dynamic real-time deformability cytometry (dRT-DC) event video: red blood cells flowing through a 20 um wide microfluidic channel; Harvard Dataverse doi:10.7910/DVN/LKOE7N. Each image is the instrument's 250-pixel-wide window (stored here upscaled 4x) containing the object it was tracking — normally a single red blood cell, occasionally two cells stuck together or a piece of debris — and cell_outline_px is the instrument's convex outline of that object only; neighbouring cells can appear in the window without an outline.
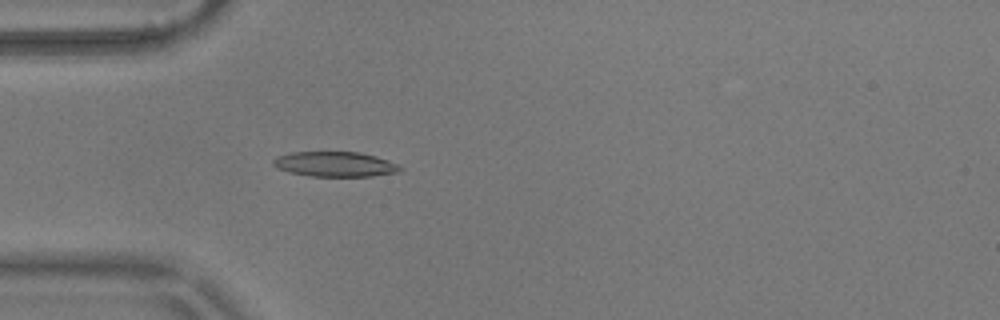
{"species": "common noctule bat (a hibernating species)", "species_latin": "Nyctalus noctula", "temperature_condition": "warm", "stored_images_in_passage": 41, "camera_frame_rate_fps": 3000, "um_per_image_px": 0.085, "animal": {"sex": "male", "body_mass_g": 17.9}, "frame": {"image": 1, "passage_image": 2, "time_ms": 0.333, "image_size_px": [1000, 320], "cell_outline_px": [[404, 168], [400, 172], [372, 176], [312, 176], [288, 172], [276, 168], [272, 164], [272, 160], [276, 156], [292, 152], [360, 152], [376, 156], [388, 160]], "centroid_in_image_um": [28.46, 13.95], "position_along_channel_um": 56.5, "area_um2": 18.61}}
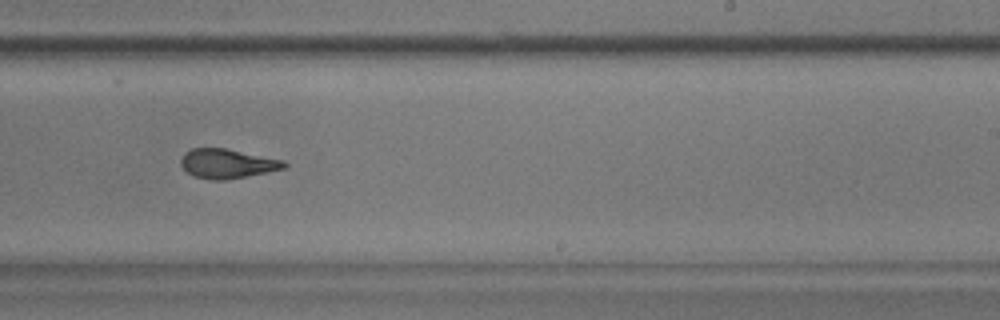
{"frame": {"image": 2, "passage_image": 20, "time_ms": 6.333, "image_size_px": [1000, 320], "cell_outline_px": [[288, 168], [268, 172], [224, 180], [212, 180], [196, 176], [188, 172], [180, 164], [180, 160], [184, 152], [192, 148], [228, 148], [284, 160], [288, 164]], "centroid_in_image_um": [19.36, 13.89], "position_along_channel_um": 269.6, "area_um2": 17.8}}
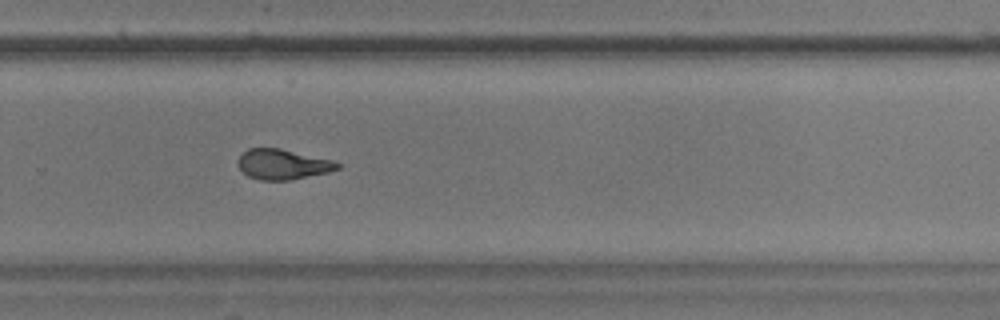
{"frame": {"image": 3, "passage_image": 23, "time_ms": 7.333, "image_size_px": [1000, 320], "cell_outline_px": [[340, 168], [328, 172], [288, 180], [260, 180], [248, 176], [236, 164], [236, 160], [248, 148], [280, 148], [332, 160], [340, 164]], "centroid_in_image_um": [24.0, 13.96], "position_along_channel_um": 305.8, "area_um2": 17.4}, "authors_computed_cell_mechanics": {"area_um2": 18.0336, "velocity_mm_per_s": 3.6181, "shape_relaxation_time_tau1_ms": 9.4404, "shape_relaxation_time_tau2_ms": 2.2021, "deformation_change_tau1": 0.2568, "deformation_change_tau2": 0.1038}}